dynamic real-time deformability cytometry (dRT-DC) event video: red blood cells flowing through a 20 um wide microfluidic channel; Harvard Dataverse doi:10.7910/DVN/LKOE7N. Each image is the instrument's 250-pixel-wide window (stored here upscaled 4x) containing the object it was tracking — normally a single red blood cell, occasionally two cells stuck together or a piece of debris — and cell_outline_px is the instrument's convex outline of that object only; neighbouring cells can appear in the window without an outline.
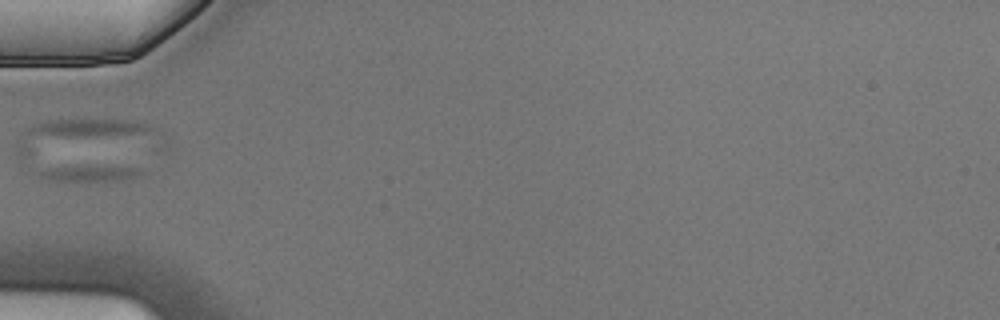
{"species": "Egyptian fruit bat (a non-hibernating species)", "species_latin": "Rousettus aegyptiacus", "temperature_condition": "cold", "stored_images_in_passage": 7, "camera_frame_rate_fps": 3000, "um_per_image_px": 0.085, "animal": {"sex": "male"}, "frame": {"image": 1, "passage_image": 6, "time_ms": 1.667, "image_size_px": [1000, 320], "cell_outline_px": [[144, 176], [104, 184], [48, 180], [40, 176], [40, 172], [52, 168], [88, 164], [140, 168], [144, 172]], "centroid_in_image_um": [7.82, 14.77], "position_along_channel_um": 77.2, "area_um2": 10.75}}